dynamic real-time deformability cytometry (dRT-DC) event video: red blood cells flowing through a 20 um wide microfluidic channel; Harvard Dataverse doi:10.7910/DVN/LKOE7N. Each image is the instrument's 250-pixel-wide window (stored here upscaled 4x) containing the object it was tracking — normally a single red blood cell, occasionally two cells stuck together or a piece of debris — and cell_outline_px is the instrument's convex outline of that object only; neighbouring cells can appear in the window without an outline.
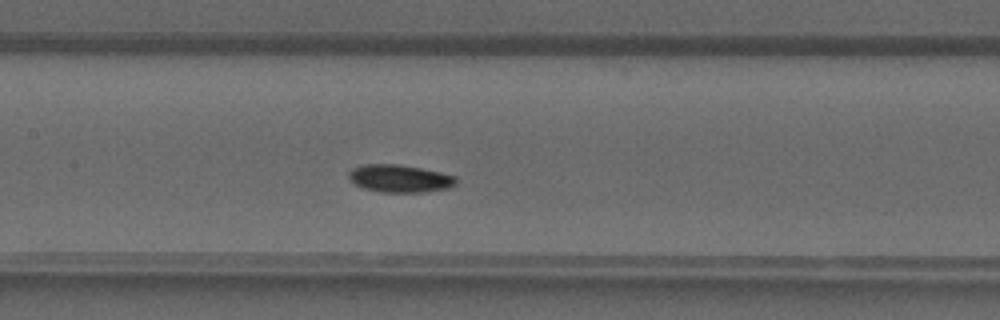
{"species": "common noctule bat (a hibernating species)", "species_latin": "Nyctalus noctula", "temperature_condition": "warm", "stored_images_in_passage": 36, "camera_frame_rate_fps": 3000, "um_per_image_px": 0.085, "animal": {"sex": "male", "forearm_length_mm": 52.5}, "frame": {"image": 1, "passage_image": 14, "time_ms": 4.333, "image_size_px": [1000, 320], "cell_outline_px": [[456, 184], [452, 188], [424, 192], [380, 192], [364, 188], [356, 184], [348, 176], [348, 172], [352, 168], [364, 164], [400, 164], [440, 172], [456, 176]], "centroid_in_image_um": [34.01, 15.17], "position_along_channel_um": 173.4, "area_um2": 17.34}}
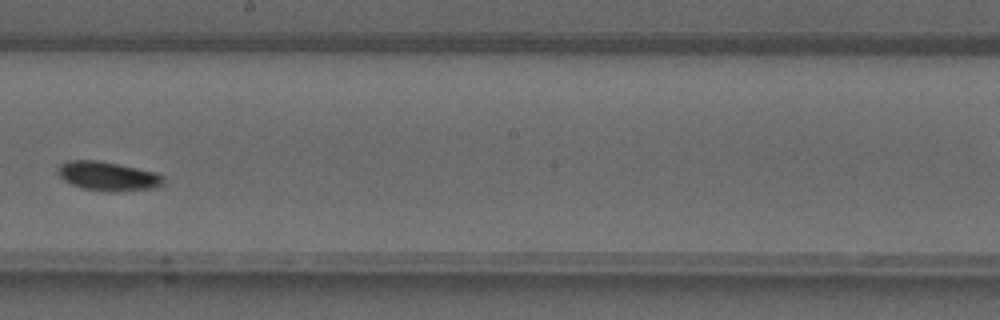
{"frame": {"image": 2, "passage_image": 18, "time_ms": 5.667, "image_size_px": [1000, 320], "cell_outline_px": [[164, 180], [156, 188], [116, 192], [108, 192], [80, 188], [64, 180], [56, 172], [56, 168], [60, 164], [68, 160], [96, 160], [156, 172], [164, 176]], "centroid_in_image_um": [9.14, 14.98], "position_along_channel_um": 239.1, "area_um2": 17.98}}
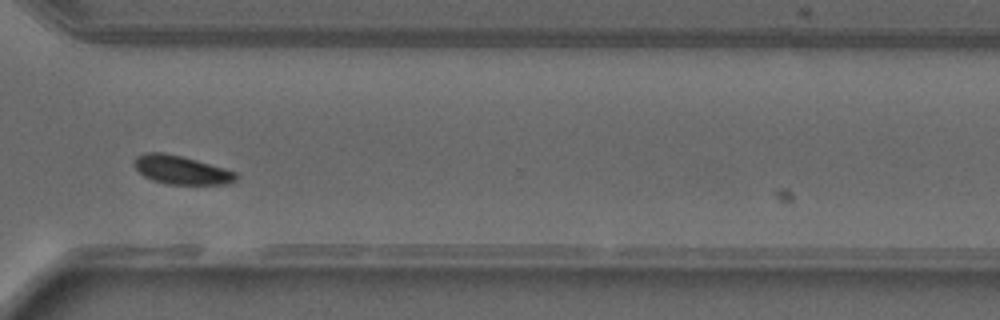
{"frame": {"image": 3, "passage_image": 25, "time_ms": 8.0, "image_size_px": [1000, 320], "cell_outline_px": [[236, 180], [228, 184], [168, 184], [152, 180], [144, 176], [136, 168], [136, 156], [144, 152], [164, 152], [196, 160], [224, 168], [236, 172]], "centroid_in_image_um": [15.41, 14.44], "position_along_channel_um": 355.2, "area_um2": 16.7}}